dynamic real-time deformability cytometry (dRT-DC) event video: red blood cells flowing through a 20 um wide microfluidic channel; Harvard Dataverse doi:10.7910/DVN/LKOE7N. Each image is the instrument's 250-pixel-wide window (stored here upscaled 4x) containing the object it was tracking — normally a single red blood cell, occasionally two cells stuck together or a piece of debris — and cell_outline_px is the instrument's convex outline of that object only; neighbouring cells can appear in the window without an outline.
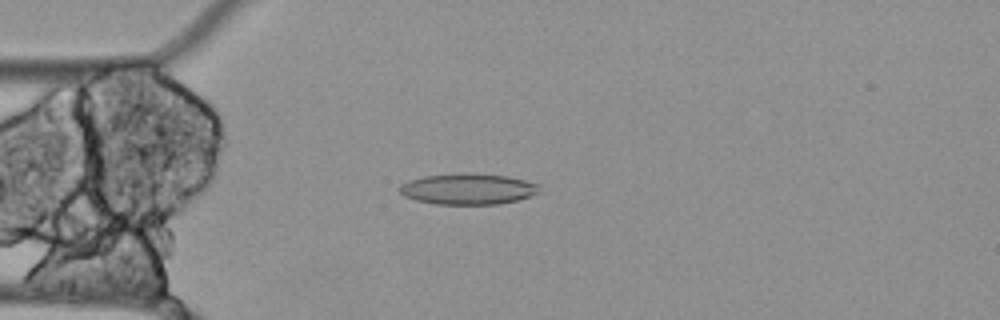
{"species": "Egyptian fruit bat (a non-hibernating species)", "species_latin": "Rousettus aegyptiacus", "temperature_condition": "cold", "stored_images_in_passage": 54, "camera_frame_rate_fps": 3000, "um_per_image_px": 0.085, "animal": {"sex": "female"}, "frame": {"image": 1, "passage_image": 13, "time_ms": 4.0, "image_size_px": [1000, 320], "cell_outline_px": [[544, 192], [516, 200], [500, 204], [436, 204], [416, 200], [404, 196], [396, 188], [400, 184], [408, 180], [424, 176], [508, 176], [540, 184]], "centroid_in_image_um": [39.81, 16.11], "position_along_channel_um": 45.2, "area_um2": 24.45}}
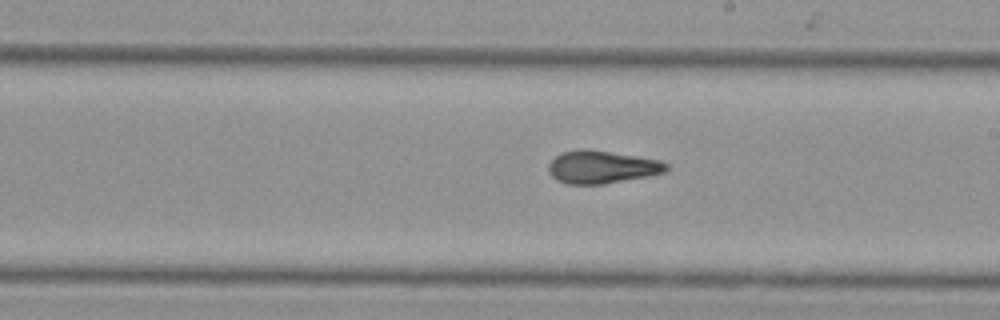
{"frame": {"image": 2, "passage_image": 30, "time_ms": 9.667, "image_size_px": [1000, 320], "cell_outline_px": [[668, 168], [664, 172], [648, 176], [604, 184], [568, 184], [556, 180], [548, 172], [548, 164], [556, 156], [564, 152], [580, 148], [588, 148], [660, 160], [668, 164]], "centroid_in_image_um": [51.13, 14.19], "position_along_channel_um": 237.9, "area_um2": 22.54}}
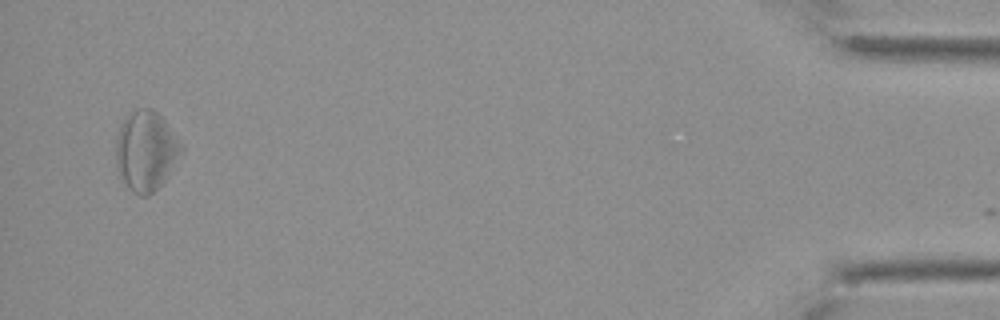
{"frame": {"image": 3, "passage_image": 53, "time_ms": 17.333, "image_size_px": [1000, 320], "cell_outline_px": [[184, 152], [164, 180], [148, 196], [140, 196], [132, 192], [128, 188], [120, 176], [116, 168], [116, 140], [120, 124], [136, 108], [152, 108], [164, 120], [180, 140], [184, 148]], "centroid_in_image_um": [12.41, 12.83], "position_along_channel_um": 422.8, "area_um2": 30.46}, "authors_computed_cell_mechanics": {"area_um2": 24.1893, "velocity_mm_per_s": 3.4652, "shape_relaxation_time_tau1_ms": null, "shape_relaxation_time_tau2_ms": 2.7852, "deformation_change_tau1": null, "deformation_change_tau2": 0.098}}